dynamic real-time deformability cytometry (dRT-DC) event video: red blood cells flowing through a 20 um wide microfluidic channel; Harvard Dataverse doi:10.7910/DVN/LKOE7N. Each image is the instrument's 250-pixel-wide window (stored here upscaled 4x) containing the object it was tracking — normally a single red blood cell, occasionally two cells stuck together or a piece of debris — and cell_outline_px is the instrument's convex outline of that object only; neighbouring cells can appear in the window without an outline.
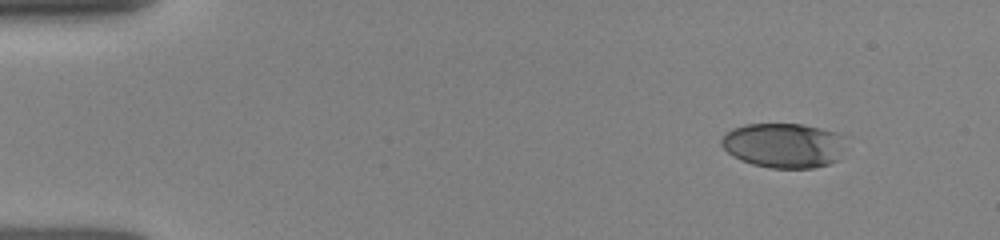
{"species": "human", "species_latin": "Homo sapiens", "temperature_condition": "room temperature", "stored_images_in_passage": 26, "camera_frame_rate_fps": 3000, "um_per_image_px": 0.085, "donor": {"sex": "female"}, "frame": {"image": 1, "passage_image": 1, "time_ms": 0.0, "image_size_px": [1000, 240], "cell_outline_px": [[852, 136], [848, 148], [840, 160], [828, 164], [812, 168], [768, 168], [752, 164], [740, 160], [732, 156], [720, 144], [720, 140], [732, 128], [744, 124], [804, 124]], "centroid_in_image_um": [66.76, 12.35], "position_along_channel_um": 18.2, "area_um2": 33.64}}
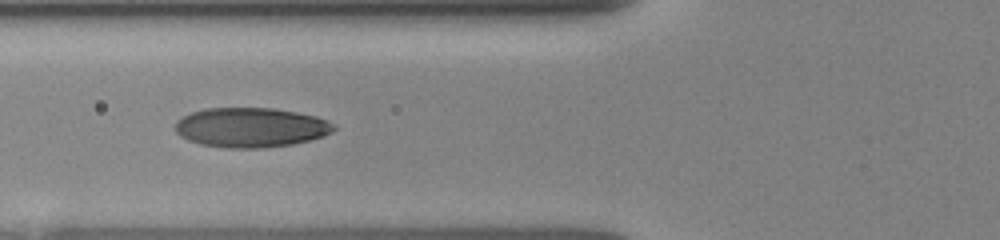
{"frame": {"image": 2, "passage_image": 18, "time_ms": 4.667, "image_size_px": [1000, 240], "cell_outline_px": [[336, 128], [332, 132], [324, 136], [292, 144], [264, 148], [224, 148], [200, 144], [188, 140], [180, 136], [176, 132], [176, 120], [192, 112], [204, 108], [272, 108], [296, 112], [316, 116], [328, 120]], "centroid_in_image_um": [21.31, 10.84], "position_along_channel_um": 104.5, "area_um2": 36.7}}
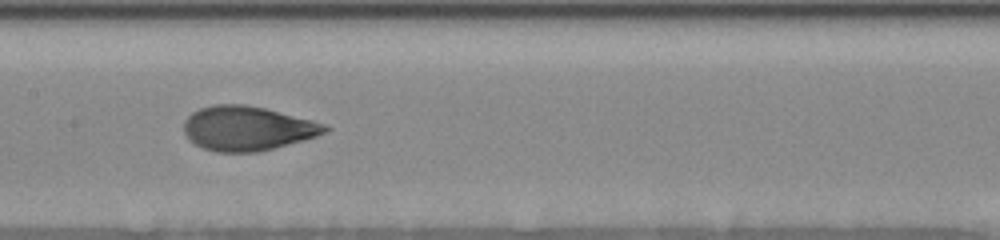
{"frame": {"image": 3, "passage_image": 25, "time_ms": 6.667, "image_size_px": [1000, 240], "cell_outline_px": [[332, 128], [328, 132], [304, 140], [256, 152], [216, 152], [204, 148], [188, 140], [184, 132], [184, 120], [192, 112], [200, 108], [212, 104], [244, 104], [264, 108], [312, 120], [324, 124]], "centroid_in_image_um": [21.01, 10.9], "position_along_channel_um": 186.4, "area_um2": 36.47}}